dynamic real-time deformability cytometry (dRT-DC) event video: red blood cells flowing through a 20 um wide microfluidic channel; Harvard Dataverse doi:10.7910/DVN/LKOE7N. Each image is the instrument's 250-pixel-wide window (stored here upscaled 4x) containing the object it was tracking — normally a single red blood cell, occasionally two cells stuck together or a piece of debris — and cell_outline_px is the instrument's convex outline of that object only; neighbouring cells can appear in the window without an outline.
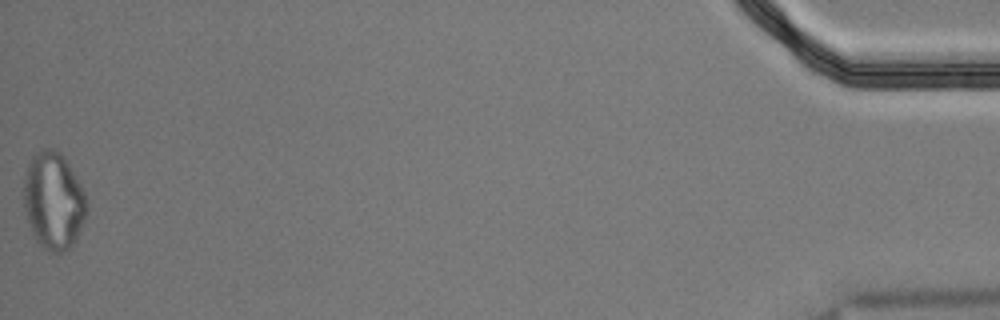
{"species": "Egyptian fruit bat (a non-hibernating species)", "species_latin": "Rousettus aegyptiacus", "temperature_condition": "cold", "stored_images_in_passage": 40, "segment_of_instrument_passage": [2, 2], "camera_frame_rate_fps": 3000, "um_per_image_px": 0.085, "animal": {"sex": "male"}, "frame": {"image": 1, "passage_image": 40, "time_ms": 13.0, "image_size_px": [1000, 320], "cell_outline_px": [[88, 208], [80, 232], [76, 240], [64, 252], [48, 252], [36, 240], [32, 232], [28, 220], [24, 204], [24, 180], [28, 164], [32, 156], [36, 152], [44, 148], [56, 148], [64, 156], [80, 184], [84, 192], [88, 204]], "centroid_in_image_um": [4.56, 17.06], "position_along_channel_um": 430.6, "area_um2": 35.66}}